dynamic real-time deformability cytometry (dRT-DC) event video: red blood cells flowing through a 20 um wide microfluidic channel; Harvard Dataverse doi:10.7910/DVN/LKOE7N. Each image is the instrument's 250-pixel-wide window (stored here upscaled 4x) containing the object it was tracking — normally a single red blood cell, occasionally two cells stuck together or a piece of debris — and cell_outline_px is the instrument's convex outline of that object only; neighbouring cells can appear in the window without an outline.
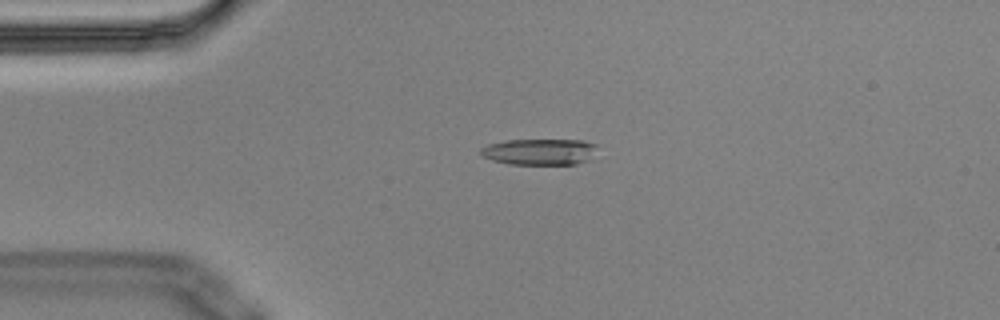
{"species": "Egyptian fruit bat (a non-hibernating species)", "species_latin": "Rousettus aegyptiacus", "temperature_condition": "cold", "stored_images_in_passage": 4, "camera_frame_rate_fps": 3000, "um_per_image_px": 0.085, "animal": {"sex": "male"}, "frame": {"image": 1, "passage_image": 2, "time_ms": 0.333, "image_size_px": [1000, 320], "cell_outline_px": [[596, 144], [592, 160], [576, 164], [508, 164], [492, 160], [484, 156], [480, 152], [480, 148], [488, 144], [504, 140], [584, 140]], "centroid_in_image_um": [45.88, 12.9], "position_along_channel_um": 39.1, "area_um2": 17.92}}